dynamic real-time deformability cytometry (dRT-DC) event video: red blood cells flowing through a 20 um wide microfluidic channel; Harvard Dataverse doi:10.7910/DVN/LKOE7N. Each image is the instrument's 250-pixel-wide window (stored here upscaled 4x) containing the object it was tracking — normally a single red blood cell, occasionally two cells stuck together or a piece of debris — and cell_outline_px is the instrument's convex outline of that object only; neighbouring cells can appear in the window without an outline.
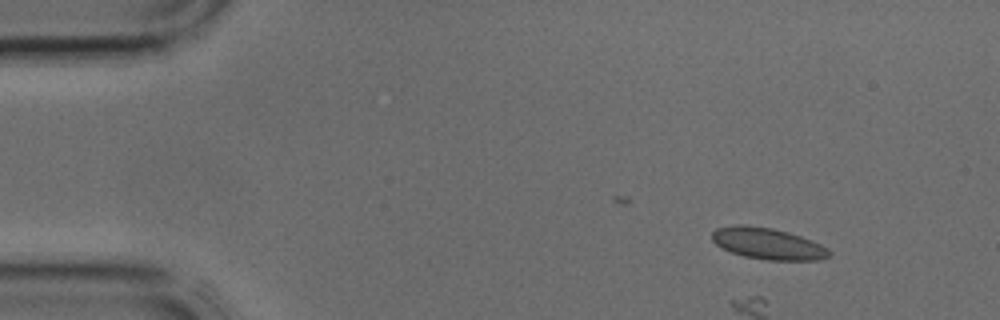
{"species": "common noctule bat (a hibernating species)", "species_latin": "Nyctalus noctula", "temperature_condition": "cold", "stored_images_in_passage": 4, "segment_of_instrument_passage": [1, 2], "camera_frame_rate_fps": 3000, "um_per_image_px": 0.085, "animal": {"sex": "male", "body_mass_g": 17.9, "forearm_length_mm": 54.2}, "frame": {"image": 1, "passage_image": 1, "time_ms": 0.0, "image_size_px": [1000, 320], "cell_outline_px": [[832, 252], [828, 256], [816, 260], [768, 260], [744, 256], [732, 252], [716, 244], [712, 240], [712, 232], [716, 228], [736, 224], [748, 224], [772, 228], [788, 232], [812, 240], [828, 248]], "centroid_in_image_um": [65.26, 20.69], "position_along_channel_um": 19.7, "area_um2": 21.44}}
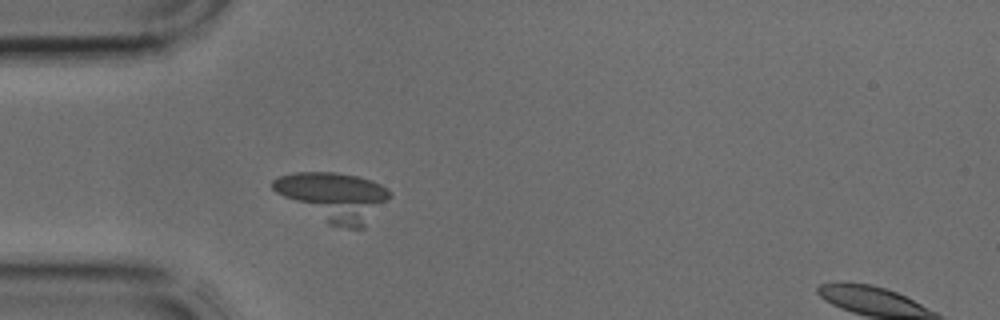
{"frame": {"image": 2, "passage_image": 3, "time_ms": 0.667, "image_size_px": [1000, 320], "cell_outline_px": [[392, 196], [364, 228], [348, 228], [328, 224], [276, 192], [272, 188], [272, 180], [276, 176], [296, 172], [336, 172], [356, 176], [372, 180], [388, 188], [392, 192]], "centroid_in_image_um": [28.41, 16.7], "position_along_channel_um": 56.6, "area_um2": 33.06}}